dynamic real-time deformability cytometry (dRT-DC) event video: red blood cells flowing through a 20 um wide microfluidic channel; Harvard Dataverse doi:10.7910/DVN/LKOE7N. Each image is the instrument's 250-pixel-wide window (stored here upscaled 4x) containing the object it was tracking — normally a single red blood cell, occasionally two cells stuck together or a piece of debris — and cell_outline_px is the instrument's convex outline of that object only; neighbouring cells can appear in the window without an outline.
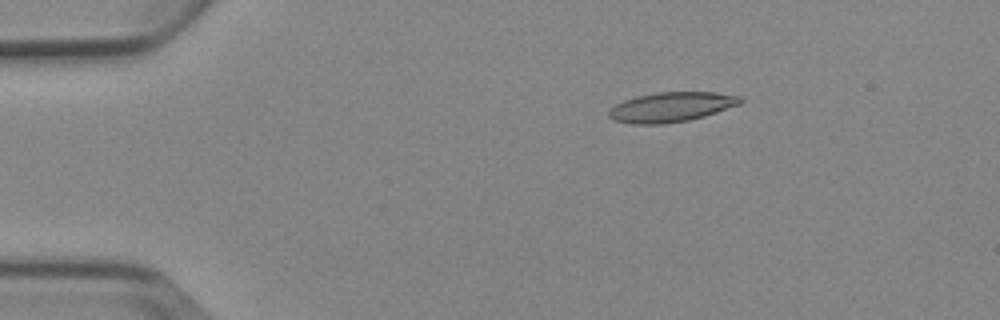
{"species": "Egyptian fruit bat (a non-hibernating species)", "species_latin": "Rousettus aegyptiacus", "temperature_condition": "cold", "stored_images_in_passage": 4, "camera_frame_rate_fps": 3000, "um_per_image_px": 0.085, "animal": {"sex": "female"}, "frame": {"image": 1, "passage_image": 2, "time_ms": 2.0, "image_size_px": [1000, 320], "cell_outline_px": [[744, 100], [740, 104], [704, 116], [688, 120], [664, 124], [636, 124], [612, 120], [608, 116], [608, 112], [616, 104], [624, 100], [636, 96], [656, 92], [716, 92], [740, 96]], "centroid_in_image_um": [57.05, 9.09], "position_along_channel_um": 27.9, "area_um2": 22.77}}